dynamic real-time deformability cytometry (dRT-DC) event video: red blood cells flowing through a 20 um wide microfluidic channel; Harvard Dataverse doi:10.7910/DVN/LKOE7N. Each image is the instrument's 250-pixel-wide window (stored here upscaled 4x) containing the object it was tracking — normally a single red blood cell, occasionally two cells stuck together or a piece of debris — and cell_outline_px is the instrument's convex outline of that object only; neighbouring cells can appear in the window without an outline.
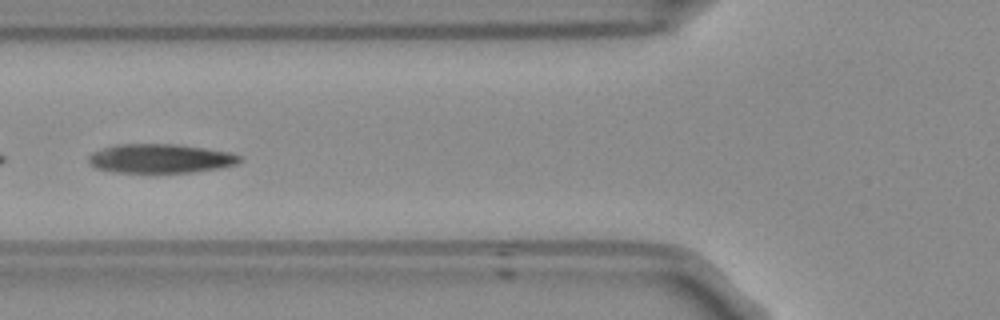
{"species": "Egyptian fruit bat (a non-hibernating species)", "species_latin": "Rousettus aegyptiacus", "temperature_condition": "room temperature", "stored_images_in_passage": 31, "camera_frame_rate_fps": 3000, "um_per_image_px": 0.085, "frame": {"image": 1, "passage_image": 18, "time_ms": 5.667, "image_size_px": [1000, 320], "cell_outline_px": [[244, 156], [236, 164], [220, 168], [192, 172], [112, 172], [96, 168], [88, 164], [88, 156], [92, 152], [116, 144], [172, 144], [228, 152]], "centroid_in_image_um": [13.59, 13.48], "position_along_channel_um": 112.2, "area_um2": 25.43}}